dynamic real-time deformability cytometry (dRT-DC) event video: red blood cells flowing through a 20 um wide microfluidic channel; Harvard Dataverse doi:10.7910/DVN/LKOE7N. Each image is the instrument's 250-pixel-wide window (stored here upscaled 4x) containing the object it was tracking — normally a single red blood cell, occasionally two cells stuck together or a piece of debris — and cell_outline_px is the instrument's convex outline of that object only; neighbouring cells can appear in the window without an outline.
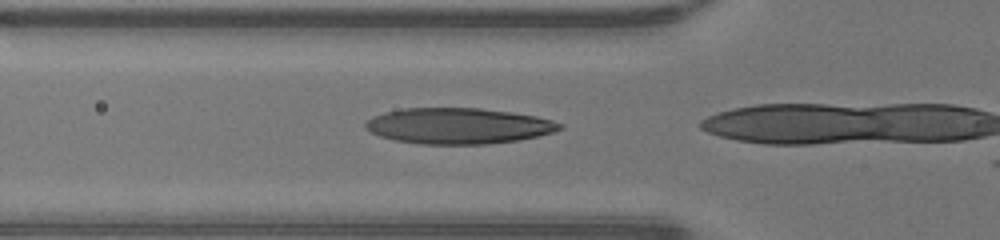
{"species": "human", "species_latin": "Homo sapiens", "temperature_condition": "warm", "stored_images_in_passage": 5, "camera_frame_rate_fps": 3000, "um_per_image_px": 0.085, "donor": {"sex": "male"}, "frame": {"image": 1, "passage_image": 2, "time_ms": 0.333, "image_size_px": [1000, 240], "cell_outline_px": [[564, 128], [552, 132], [520, 140], [488, 144], [420, 144], [392, 140], [380, 136], [364, 128], [364, 124], [372, 116], [384, 112], [400, 108], [480, 108], [512, 112], [536, 116], [552, 120], [564, 124]], "centroid_in_image_um": [38.95, 10.7], "position_along_channel_um": 86.9, "area_um2": 40.86}}